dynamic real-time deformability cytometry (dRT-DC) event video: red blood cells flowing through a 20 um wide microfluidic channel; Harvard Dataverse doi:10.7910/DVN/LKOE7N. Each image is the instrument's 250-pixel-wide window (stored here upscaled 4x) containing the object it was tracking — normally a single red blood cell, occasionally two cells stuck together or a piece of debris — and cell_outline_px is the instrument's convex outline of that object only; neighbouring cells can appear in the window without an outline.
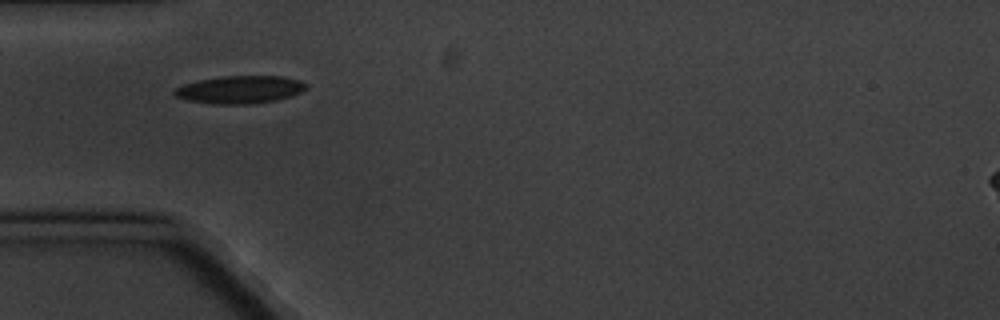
{"species": "common noctule bat (a hibernating species)", "species_latin": "Nyctalus noctula", "temperature_condition": "cold", "stored_images_in_passage": 5, "camera_frame_rate_fps": 3000, "um_per_image_px": 0.085, "animal": {"sex": "male", "body_mass_g": 20.1, "forearm_length_mm": 53.5}, "frame": {"image": 1, "passage_image": 1, "time_ms": 0.0, "image_size_px": [1000, 320], "cell_outline_px": [[304, 88], [300, 92], [276, 100], [248, 104], [216, 104], [188, 100], [176, 96], [172, 92], [176, 88], [184, 84], [200, 80], [220, 76], [284, 76], [300, 80], [304, 84]], "centroid_in_image_um": [20.36, 7.61], "position_along_channel_um": 64.6, "area_um2": 20.92}}
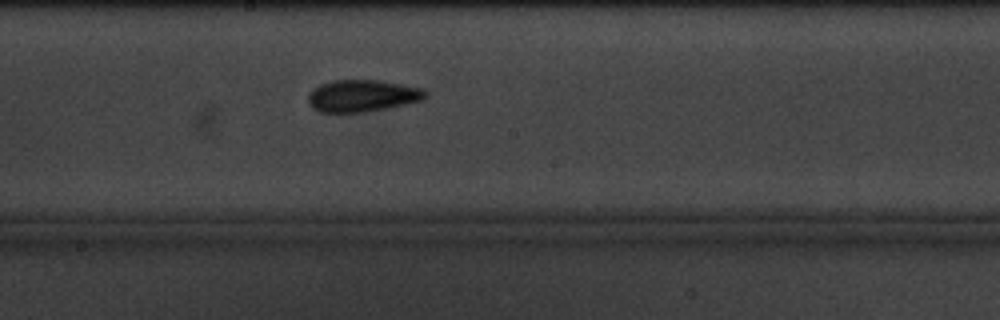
{"frame": {"image": 2, "passage_image": 5, "time_ms": 4.667, "image_size_px": [1000, 320], "cell_outline_px": [[428, 96], [424, 100], [364, 112], [320, 112], [312, 108], [308, 104], [308, 92], [312, 88], [320, 84], [332, 80], [380, 80], [424, 88], [428, 92]], "centroid_in_image_um": [30.79, 8.13], "position_along_channel_um": 217.4, "area_um2": 22.08}}